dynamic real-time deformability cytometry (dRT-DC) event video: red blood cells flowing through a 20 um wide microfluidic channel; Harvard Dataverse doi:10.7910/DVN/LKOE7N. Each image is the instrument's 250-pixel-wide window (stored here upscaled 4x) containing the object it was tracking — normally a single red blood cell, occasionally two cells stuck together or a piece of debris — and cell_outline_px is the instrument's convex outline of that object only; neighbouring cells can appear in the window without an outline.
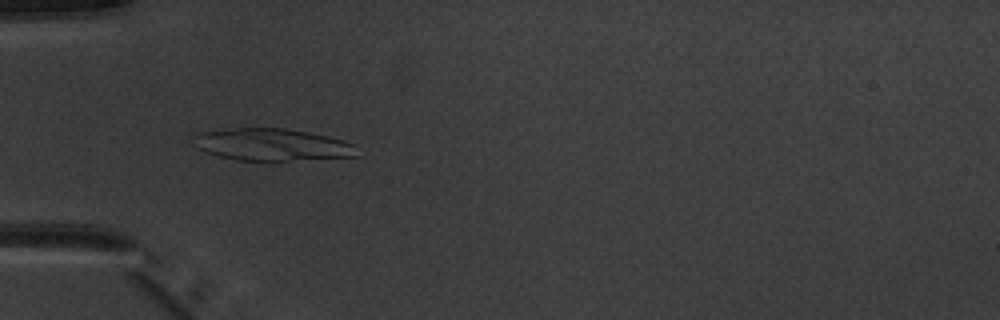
{"species": "common noctule bat (a hibernating species)", "species_latin": "Nyctalus noctula", "temperature_condition": "warm", "stored_images_in_passage": 6, "camera_frame_rate_fps": 3000, "um_per_image_px": 0.085, "animal": {"sex": "male", "body_mass_g": 20.1, "forearm_length_mm": 53.5}, "frame": {"image": 1, "passage_image": 5, "time_ms": 5.0, "image_size_px": [1000, 320], "cell_outline_px": [[360, 156], [268, 164], [236, 160], [204, 152], [192, 144], [192, 136], [196, 132], [236, 128], [284, 128], [308, 132], [328, 136], [344, 140], [352, 144]], "centroid_in_image_um": [23.1, 12.35], "position_along_channel_um": 61.9, "area_um2": 32.14}}
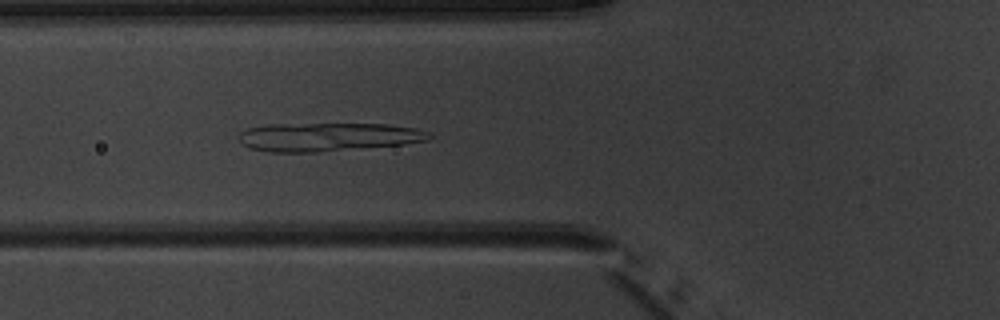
{"frame": {"image": 2, "passage_image": 6, "time_ms": 6.0, "image_size_px": [1000, 320], "cell_outline_px": [[432, 136], [428, 140], [404, 144], [316, 152], [268, 152], [248, 148], [240, 144], [236, 136], [240, 132], [248, 128], [268, 124], [388, 124], [416, 128], [432, 132]], "centroid_in_image_um": [27.84, 11.64], "position_along_channel_um": 98.0, "area_um2": 31.96}}